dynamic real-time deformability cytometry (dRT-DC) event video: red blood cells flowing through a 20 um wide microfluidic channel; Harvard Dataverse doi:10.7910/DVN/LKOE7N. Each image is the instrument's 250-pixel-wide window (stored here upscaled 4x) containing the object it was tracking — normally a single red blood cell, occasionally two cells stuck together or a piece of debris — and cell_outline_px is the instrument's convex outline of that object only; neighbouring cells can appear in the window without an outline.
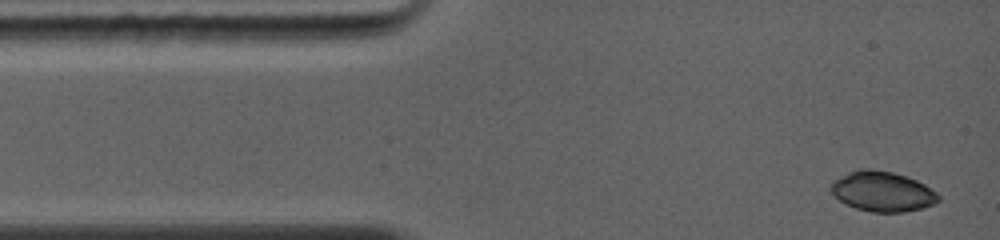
{"species": "common noctule bat (a hibernating species)", "species_latin": "Nyctalus noctula", "temperature_condition": "warm", "stored_images_in_passage": 22, "camera_frame_rate_fps": 5000, "um_per_image_px": 0.085, "animal": {"sex": "female", "body_mass_g": 19.0, "forearm_length_mm": 56.7}, "frame": {"image": 1, "passage_image": 1, "time_ms": 0.0, "image_size_px": [1000, 240], "cell_outline_px": [[940, 200], [936, 204], [924, 208], [904, 212], [872, 212], [856, 208], [844, 204], [832, 192], [832, 180], [848, 172], [860, 168], [868, 168], [892, 172], [916, 180], [924, 184], [936, 192], [940, 196]], "centroid_in_image_um": [75.02, 16.28], "position_along_channel_um": 10.0, "area_um2": 25.14}}
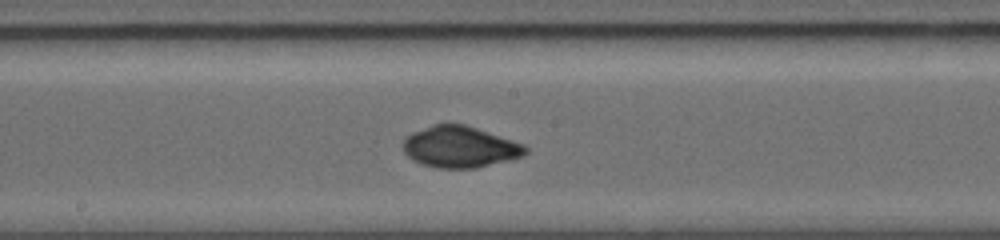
{"frame": {"image": 2, "passage_image": 13, "time_ms": 6.0, "image_size_px": [1000, 240], "cell_outline_px": [[528, 152], [524, 156], [512, 160], [476, 168], [436, 168], [412, 160], [404, 152], [400, 144], [404, 136], [412, 132], [432, 124], [464, 124], [524, 144], [528, 148]], "centroid_in_image_um": [39.07, 12.49], "position_along_channel_um": 209.1, "area_um2": 29.82}}
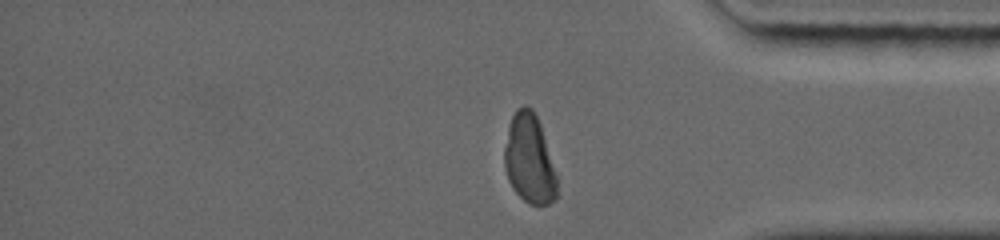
{"frame": {"image": 3, "passage_image": 22, "time_ms": 10.4, "image_size_px": [1000, 240], "cell_outline_px": [[560, 196], [556, 200], [548, 204], [528, 204], [512, 188], [508, 180], [504, 168], [504, 148], [508, 124], [516, 108], [524, 104], [532, 108], [540, 124], [556, 176]], "centroid_in_image_um": [44.99, 13.54], "position_along_channel_um": 390.2, "area_um2": 27.57}, "authors_computed_cell_mechanics": {"area_um2": 28.2931, "velocity_mm_per_s": 4.3707, "shape_relaxation_time_tau1_ms": null, "shape_relaxation_time_tau2_ms": 2.5862, "deformation_change_tau1": null, "deformation_change_tau2": 0.0497}}